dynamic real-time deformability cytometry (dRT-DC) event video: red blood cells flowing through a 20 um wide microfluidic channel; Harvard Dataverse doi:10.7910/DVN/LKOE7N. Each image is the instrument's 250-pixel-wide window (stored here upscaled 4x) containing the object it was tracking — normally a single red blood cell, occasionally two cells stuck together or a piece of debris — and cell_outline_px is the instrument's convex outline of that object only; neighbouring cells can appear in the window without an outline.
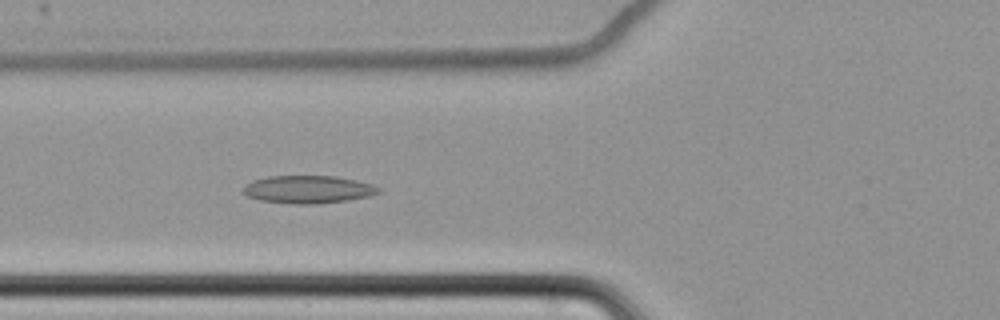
{"species": "common noctule bat (a hibernating species)", "species_latin": "Nyctalus noctula", "temperature_condition": "cold", "stored_images_in_passage": 62, "camera_frame_rate_fps": 3000, "um_per_image_px": 0.085, "animal": {"sex": "female", "body_mass_g": 22.7, "forearm_length_mm": 54.2}, "frame": {"image": 1, "passage_image": 25, "time_ms": 8.0, "image_size_px": [1000, 320], "cell_outline_px": [[380, 192], [368, 196], [348, 200], [316, 204], [292, 204], [260, 200], [248, 196], [244, 192], [244, 184], [252, 180], [268, 176], [336, 176], [356, 180], [372, 184], [380, 188]], "centroid_in_image_um": [26.18, 16.1], "position_along_channel_um": 99.6, "area_um2": 21.91}}
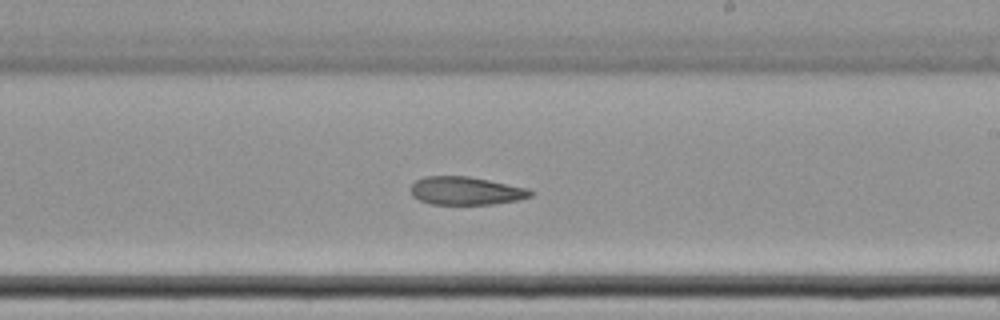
{"frame": {"image": 2, "passage_image": 38, "time_ms": 12.333, "image_size_px": [1000, 320], "cell_outline_px": [[536, 192], [532, 196], [516, 200], [492, 204], [432, 204], [420, 200], [412, 196], [412, 184], [416, 180], [424, 176], [468, 176], [528, 188]], "centroid_in_image_um": [39.62, 16.21], "position_along_channel_um": 249.4, "area_um2": 19.54}}
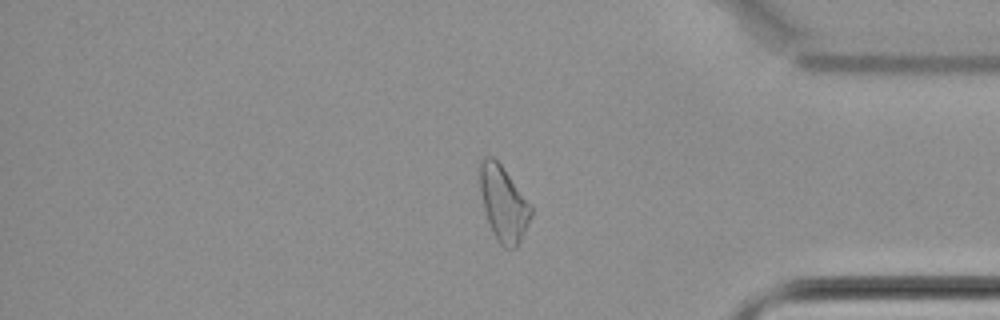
{"frame": {"image": 3, "passage_image": 52, "time_ms": 17.0, "image_size_px": [1000, 320], "cell_outline_px": [[532, 216], [516, 248], [504, 248], [496, 240], [492, 232], [484, 208], [480, 188], [480, 160], [484, 156], [492, 156], [500, 164], [532, 204]], "centroid_in_image_um": [42.81, 17.3], "position_along_channel_um": 392.4, "area_um2": 22.31}, "authors_computed_cell_mechanics": {"area_um2": 22.8888, "velocity_mm_per_s": 3.4588, "shape_relaxation_time_tau1_ms": null, "shape_relaxation_time_tau2_ms": 7.1672, "deformation_change_tau1": null, "deformation_change_tau2": 0.1466}}